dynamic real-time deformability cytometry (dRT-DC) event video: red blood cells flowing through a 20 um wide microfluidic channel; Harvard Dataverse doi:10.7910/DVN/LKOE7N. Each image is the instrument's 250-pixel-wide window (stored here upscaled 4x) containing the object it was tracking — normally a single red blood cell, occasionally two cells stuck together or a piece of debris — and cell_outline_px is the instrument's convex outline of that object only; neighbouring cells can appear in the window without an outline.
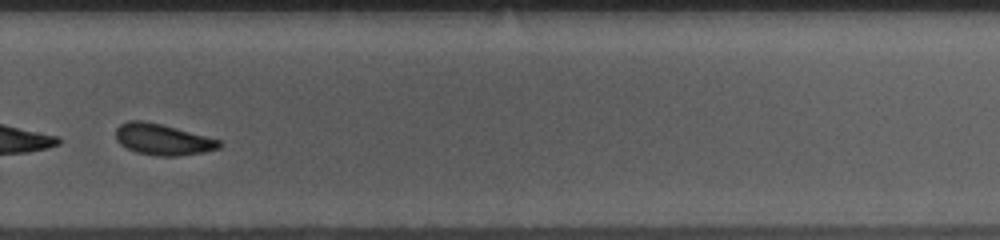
{"species": "common noctule bat (a hibernating species)", "species_latin": "Nyctalus noctula", "temperature_condition": "room temperature", "stored_images_in_passage": 25, "camera_frame_rate_fps": 3000, "um_per_image_px": 0.085, "animal": {"sex": "female", "body_mass_g": 10.0, "forearm_length_mm": 53.1}, "frame": {"image": 1, "passage_image": 22, "time_ms": 7.0, "image_size_px": [1000, 240], "cell_outline_px": [[224, 144], [220, 148], [204, 152], [176, 156], [156, 156], [136, 152], [120, 144], [116, 140], [116, 128], [120, 124], [128, 120], [140, 120], [160, 124], [220, 140]], "centroid_in_image_um": [13.82, 11.86], "position_along_channel_um": 316.0, "area_um2": 18.67}, "authors_computed_cell_mechanics": {"area_um2": 19.4208, "velocity_mm_per_s": 3.7165, "shape_relaxation_time_tau1_ms": 3.8624, "shape_relaxation_time_tau2_ms": 8.6628, "deformation_change_tau1": 0.0815, "deformation_change_tau2": 0.1738}}